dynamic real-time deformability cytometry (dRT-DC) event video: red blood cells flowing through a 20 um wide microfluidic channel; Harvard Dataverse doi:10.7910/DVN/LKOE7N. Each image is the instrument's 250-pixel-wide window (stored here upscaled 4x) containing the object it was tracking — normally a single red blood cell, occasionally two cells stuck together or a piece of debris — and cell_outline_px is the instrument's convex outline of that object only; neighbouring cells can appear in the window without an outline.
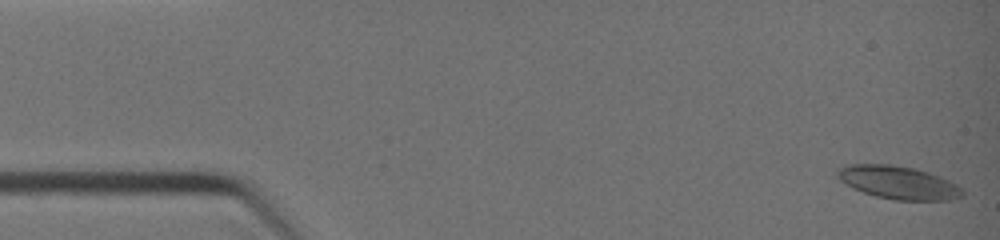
{"species": "common noctule bat (a hibernating species)", "species_latin": "Nyctalus noctula", "temperature_condition": "warm", "stored_images_in_passage": 40, "camera_frame_rate_fps": 3000, "um_per_image_px": 0.085, "animal": {"sex": "female", "body_mass_g": 19.0, "forearm_length_mm": 51.5}, "frame": {"image": 1, "passage_image": 1, "time_ms": 0.0, "image_size_px": [1000, 240], "cell_outline_px": [[964, 196], [948, 200], [896, 200], [876, 196], [852, 188], [840, 180], [836, 176], [836, 172], [840, 168], [848, 164], [888, 164], [916, 168], [940, 176], [956, 184], [964, 192]], "centroid_in_image_um": [76.35, 15.51], "position_along_channel_um": 8.6, "area_um2": 24.04}}
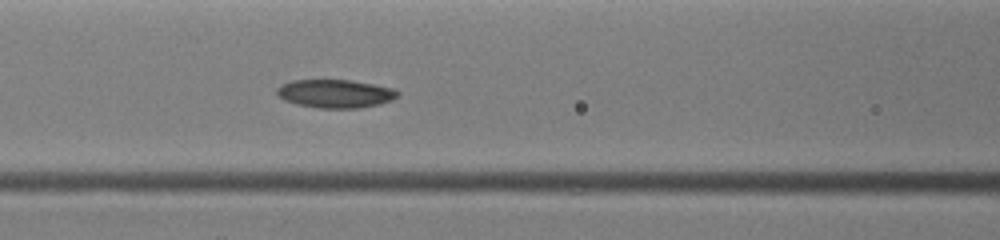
{"frame": {"image": 2, "passage_image": 17, "time_ms": 5.333, "image_size_px": [1000, 240], "cell_outline_px": [[400, 92], [392, 100], [380, 104], [360, 108], [320, 108], [296, 104], [284, 100], [276, 92], [276, 88], [280, 84], [292, 80], [352, 80], [396, 88]], "centroid_in_image_um": [28.51, 7.95], "position_along_channel_um": 138.1, "area_um2": 20.11}}
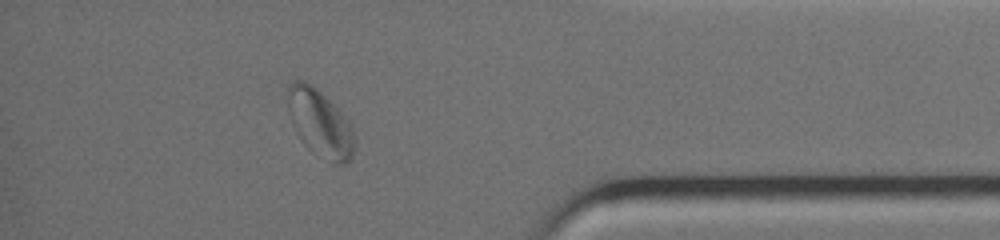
{"frame": {"image": 3, "passage_image": 35, "time_ms": 11.333, "image_size_px": [1000, 240], "cell_outline_px": [[356, 144], [352, 156], [344, 164], [332, 164], [308, 148], [300, 140], [292, 124], [288, 112], [284, 96], [288, 84], [292, 80], [304, 80], [316, 88], [348, 120], [356, 136]], "centroid_in_image_um": [27.16, 10.46], "position_along_channel_um": 408.0, "area_um2": 26.59}, "authors_computed_cell_mechanics": {"area_um2": 21.1548, "velocity_mm_per_s": 4.7684, "shape_relaxation_time_tau1_ms": null, "shape_relaxation_time_tau2_ms": 1.8359, "deformation_change_tau1": null, "deformation_change_tau2": 0.0479}}